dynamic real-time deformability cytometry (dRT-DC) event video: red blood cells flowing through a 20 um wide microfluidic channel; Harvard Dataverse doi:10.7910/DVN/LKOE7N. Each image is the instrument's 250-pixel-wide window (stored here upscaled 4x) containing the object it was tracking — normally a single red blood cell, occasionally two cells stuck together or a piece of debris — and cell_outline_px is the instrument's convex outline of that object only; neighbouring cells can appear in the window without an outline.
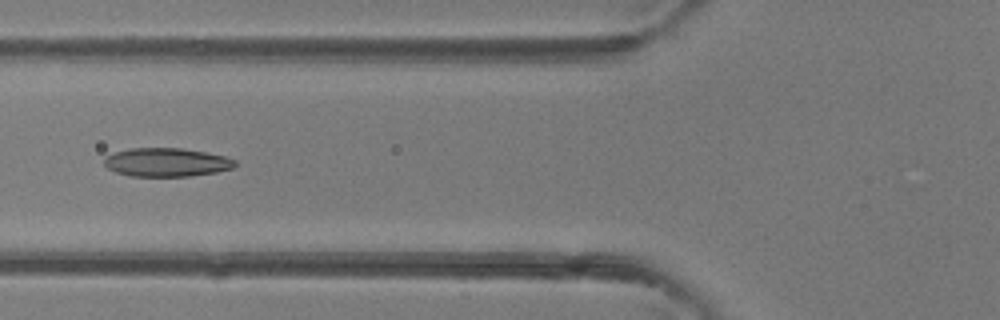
{"species": "common noctule bat (a hibernating species)", "species_latin": "Nyctalus noctula", "temperature_condition": "room temperature", "stored_images_in_passage": 4, "camera_frame_rate_fps": 3000, "um_per_image_px": 0.085, "animal": {"sex": "female"}, "frame": {"image": 1, "passage_image": 4, "time_ms": 4.0, "image_size_px": [1000, 320], "cell_outline_px": [[236, 164], [232, 168], [216, 172], [188, 176], [128, 176], [116, 172], [108, 168], [104, 164], [104, 156], [116, 152], [132, 148], [180, 148], [208, 152], [224, 156], [236, 160]], "centroid_in_image_um": [14.15, 13.79], "position_along_channel_um": 111.7, "area_um2": 21.79}}